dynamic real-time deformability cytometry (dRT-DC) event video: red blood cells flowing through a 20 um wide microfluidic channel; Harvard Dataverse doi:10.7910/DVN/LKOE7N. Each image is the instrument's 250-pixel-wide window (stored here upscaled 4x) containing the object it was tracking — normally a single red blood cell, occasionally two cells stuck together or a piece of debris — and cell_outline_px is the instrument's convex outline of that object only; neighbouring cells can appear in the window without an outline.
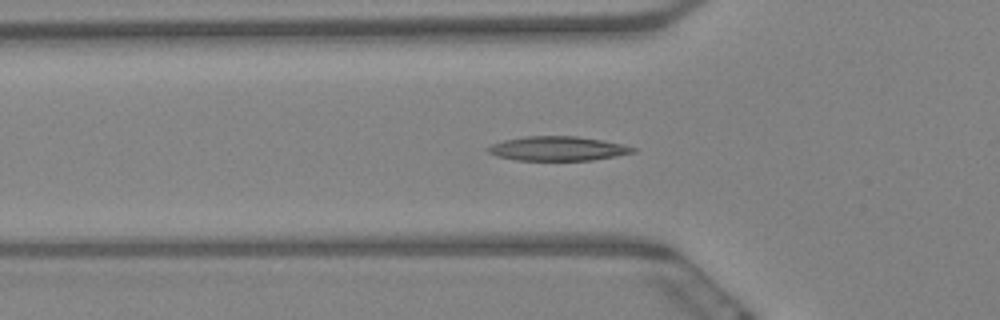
{"species": "Egyptian fruit bat (a non-hibernating species)", "species_latin": "Rousettus aegyptiacus", "temperature_condition": "warm", "stored_images_in_passage": 61, "segment_of_instrument_passage": [1, 2], "camera_frame_rate_fps": 3000, "um_per_image_px": 0.085, "animal": {"sex": "female"}, "frame": {"image": 1, "passage_image": 20, "time_ms": 6.333, "image_size_px": [1000, 320], "cell_outline_px": [[636, 152], [616, 156], [592, 160], [516, 160], [496, 156], [488, 152], [488, 148], [492, 144], [504, 140], [524, 136], [576, 136], [604, 140], [636, 148]], "centroid_in_image_um": [47.41, 12.62], "position_along_channel_um": 78.4, "area_um2": 20.46}}
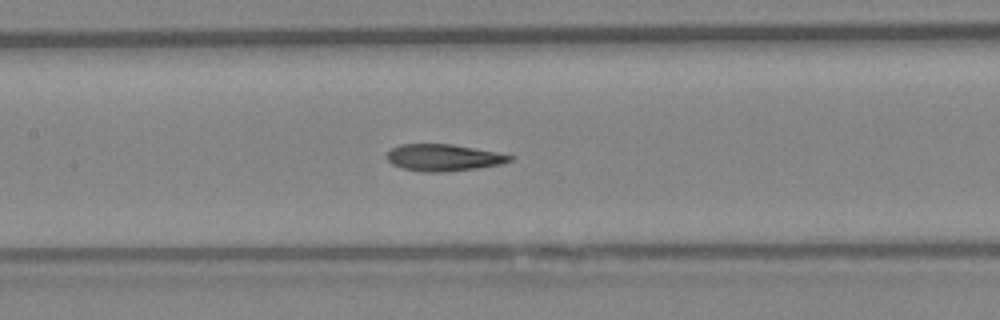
{"frame": {"image": 2, "passage_image": 28, "time_ms": 9.0, "image_size_px": [1000, 320], "cell_outline_px": [[512, 160], [500, 164], [476, 168], [444, 172], [424, 172], [400, 168], [392, 164], [388, 160], [388, 152], [392, 148], [400, 144], [452, 144], [496, 152], [512, 156]], "centroid_in_image_um": [37.66, 13.4], "position_along_channel_um": 169.7, "area_um2": 19.02}}
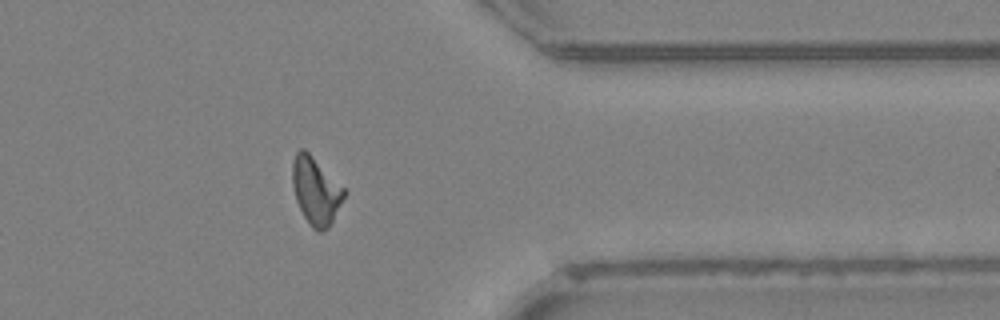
{"frame": {"image": 3, "passage_image": 48, "time_ms": 15.667, "image_size_px": [1000, 320], "cell_outline_px": [[348, 192], [328, 228], [320, 232], [316, 232], [312, 228], [304, 216], [296, 200], [292, 184], [292, 160], [296, 152], [300, 148], [304, 148]], "centroid_in_image_um": [26.84, 16.22], "position_along_channel_um": 384.6, "area_um2": 20.23}}